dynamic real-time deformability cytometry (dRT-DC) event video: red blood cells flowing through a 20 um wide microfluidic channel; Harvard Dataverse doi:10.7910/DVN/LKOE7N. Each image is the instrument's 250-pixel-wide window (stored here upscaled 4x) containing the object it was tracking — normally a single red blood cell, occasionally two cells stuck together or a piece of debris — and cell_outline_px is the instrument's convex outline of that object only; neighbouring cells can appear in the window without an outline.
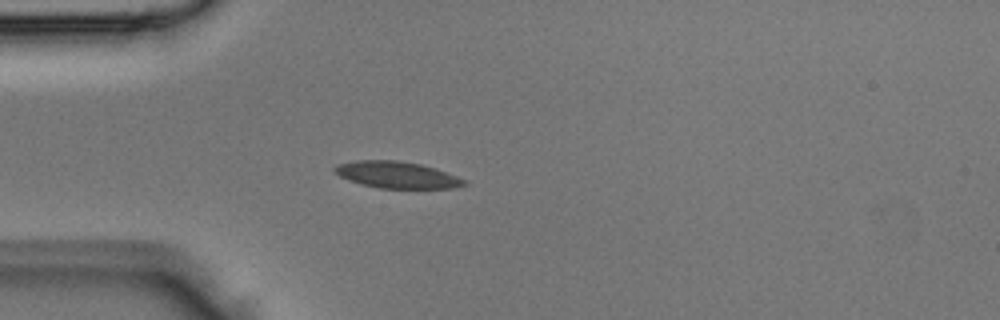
{"species": "Egyptian fruit bat (a non-hibernating species)", "species_latin": "Rousettus aegyptiacus", "temperature_condition": "room temperature", "stored_images_in_passage": 1, "camera_frame_rate_fps": 3000, "um_per_image_px": 0.085, "animal": {"sex": "male"}, "frame": {"image": 1, "passage_image": 1, "time_ms": 0.0, "image_size_px": [1000, 320], "cell_outline_px": [[468, 184], [452, 188], [380, 188], [360, 184], [348, 180], [340, 176], [332, 168], [336, 164], [356, 160], [396, 160], [420, 164], [468, 180]], "centroid_in_image_um": [33.7, 14.86], "position_along_channel_um": 51.3, "area_um2": 20.0}}